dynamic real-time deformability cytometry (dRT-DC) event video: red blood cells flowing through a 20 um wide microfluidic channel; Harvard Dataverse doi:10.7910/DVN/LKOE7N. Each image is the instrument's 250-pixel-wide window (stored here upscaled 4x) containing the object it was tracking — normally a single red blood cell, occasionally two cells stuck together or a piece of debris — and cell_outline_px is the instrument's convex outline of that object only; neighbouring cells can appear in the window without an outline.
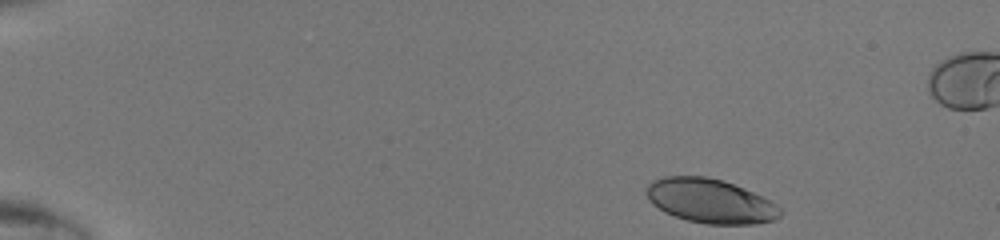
{"species": "human", "species_latin": "Homo sapiens", "temperature_condition": "room temperature", "stored_images_in_passage": 43, "segment_of_instrument_passage": [1, 2], "camera_frame_rate_fps": 3000, "um_per_image_px": 0.085, "donor": {"sex": "male"}, "frame": {"image": 1, "passage_image": 1, "time_ms": 0.0, "image_size_px": [1000, 240], "cell_outline_px": [[780, 216], [772, 220], [752, 224], [708, 224], [688, 220], [664, 212], [652, 204], [648, 196], [648, 184], [664, 176], [704, 176], [720, 180], [732, 184], [752, 192], [768, 200], [780, 208]], "centroid_in_image_um": [60.35, 17.09], "position_along_channel_um": 24.7, "area_um2": 33.7}}
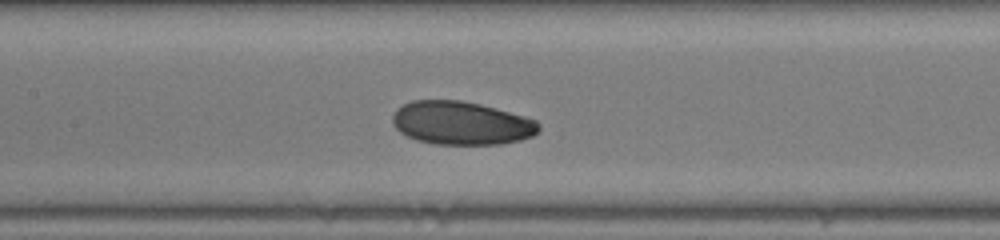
{"frame": {"image": 2, "passage_image": 19, "time_ms": 6.0, "image_size_px": [1000, 240], "cell_outline_px": [[540, 128], [532, 136], [520, 140], [500, 144], [432, 144], [416, 140], [400, 132], [396, 128], [392, 120], [392, 116], [396, 108], [412, 100], [460, 100], [480, 104], [524, 116], [536, 120], [540, 124]], "centroid_in_image_um": [39.19, 10.46], "position_along_channel_um": 168.2, "area_um2": 36.93}}
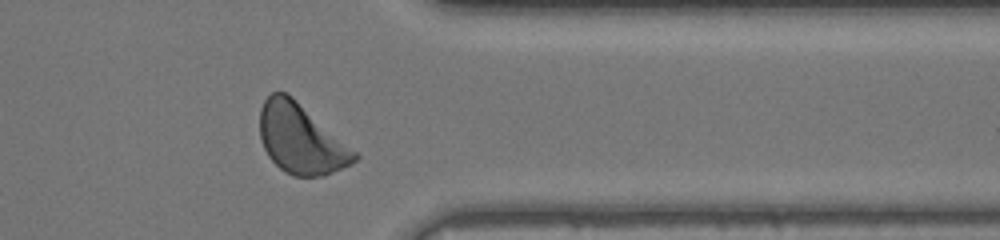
{"frame": {"image": 3, "passage_image": 34, "time_ms": 11.0, "image_size_px": [1000, 240], "cell_outline_px": [[360, 156], [352, 164], [324, 176], [292, 176], [284, 172], [268, 156], [260, 140], [260, 108], [264, 100], [272, 92], [288, 92], [356, 152]], "centroid_in_image_um": [25.56, 11.81], "position_along_channel_um": 385.8, "area_um2": 38.32}}